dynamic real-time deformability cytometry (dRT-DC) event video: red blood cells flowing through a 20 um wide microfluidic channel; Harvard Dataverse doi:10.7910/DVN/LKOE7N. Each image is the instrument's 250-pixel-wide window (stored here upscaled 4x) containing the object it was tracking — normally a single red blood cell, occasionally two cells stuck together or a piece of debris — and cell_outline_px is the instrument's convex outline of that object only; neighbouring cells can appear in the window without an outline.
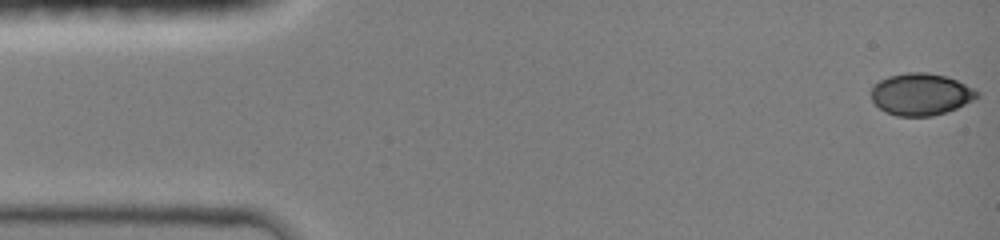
{"species": "common noctule bat (a hibernating species)", "species_latin": "Nyctalus noctula", "temperature_condition": "room temperature", "stored_images_in_passage": 46, "camera_frame_rate_fps": 3000, "um_per_image_px": 0.085, "animal": {"sex": "female", "body_mass_g": 19.0, "forearm_length_mm": 51.5}, "frame": {"image": 1, "passage_image": 1, "time_ms": 0.0, "image_size_px": [1000, 240], "cell_outline_px": [[980, 96], [956, 108], [932, 116], [896, 116], [884, 112], [872, 100], [872, 84], [888, 76], [904, 72], [928, 72], [944, 76], [956, 80], [980, 92]], "centroid_in_image_um": [78.24, 8.0], "position_along_channel_um": 6.8, "area_um2": 25.84}}
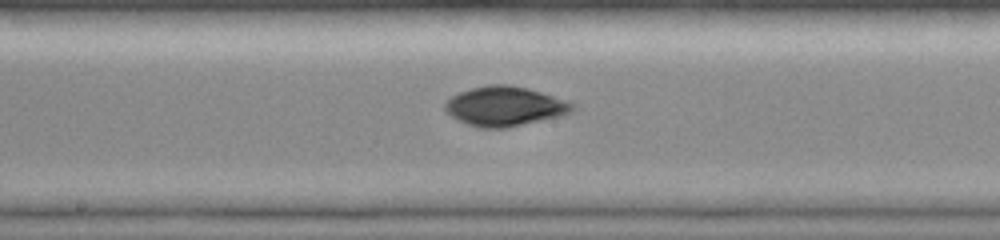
{"frame": {"image": 2, "passage_image": 24, "time_ms": 7.667, "image_size_px": [1000, 240], "cell_outline_px": [[576, 108], [572, 112], [560, 116], [504, 128], [476, 128], [452, 116], [444, 108], [444, 104], [452, 96], [460, 92], [472, 88], [488, 84], [508, 84], [528, 88], [568, 100], [576, 104]], "centroid_in_image_um": [42.95, 9.02], "position_along_channel_um": 205.2, "area_um2": 29.36}}
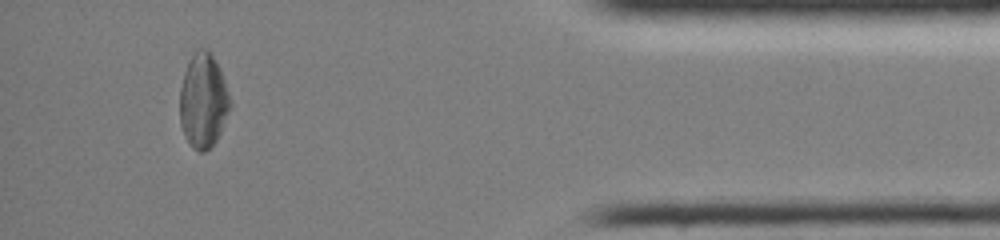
{"frame": {"image": 3, "passage_image": 42, "time_ms": 13.667, "image_size_px": [1000, 240], "cell_outline_px": [[232, 104], [220, 132], [216, 140], [204, 152], [200, 152], [192, 148], [188, 144], [184, 136], [180, 124], [180, 88], [184, 72], [196, 48], [208, 48], [212, 52], [216, 60], [232, 100]], "centroid_in_image_um": [17.27, 8.55], "position_along_channel_um": 417.9, "area_um2": 27.92}, "authors_computed_cell_mechanics": {"area_um2": 27.8885, "velocity_mm_per_s": 4.186, "shape_relaxation_time_tau1_ms": 3.9919, "shape_relaxation_time_tau2_ms": 6.5853, "deformation_change_tau1": 0.1097, "deformation_change_tau2": 0.0915}}